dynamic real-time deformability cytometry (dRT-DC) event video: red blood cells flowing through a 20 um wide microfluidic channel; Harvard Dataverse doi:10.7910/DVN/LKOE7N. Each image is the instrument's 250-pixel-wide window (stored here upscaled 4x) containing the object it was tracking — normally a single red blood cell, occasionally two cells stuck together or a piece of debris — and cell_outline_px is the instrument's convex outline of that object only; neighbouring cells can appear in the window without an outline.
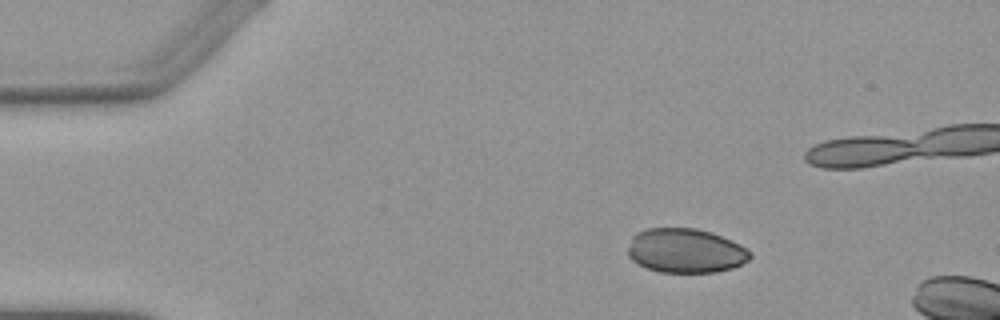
{"species": "Egyptian fruit bat (a non-hibernating species)", "species_latin": "Rousettus aegyptiacus", "temperature_condition": "warm", "stored_images_in_passage": 4, "camera_frame_rate_fps": 3000, "um_per_image_px": 0.085, "animal": {"sex": "female"}, "frame": {"image": 1, "passage_image": 1, "time_ms": 0.0, "image_size_px": [1000, 320], "cell_outline_px": [[752, 256], [748, 260], [732, 268], [716, 272], [660, 272], [648, 268], [632, 260], [628, 256], [628, 248], [632, 236], [636, 232], [648, 228], [696, 228], [712, 232], [732, 240], [740, 244], [752, 252]], "centroid_in_image_um": [58.28, 21.3], "position_along_channel_um": 26.7, "area_um2": 31.67}}